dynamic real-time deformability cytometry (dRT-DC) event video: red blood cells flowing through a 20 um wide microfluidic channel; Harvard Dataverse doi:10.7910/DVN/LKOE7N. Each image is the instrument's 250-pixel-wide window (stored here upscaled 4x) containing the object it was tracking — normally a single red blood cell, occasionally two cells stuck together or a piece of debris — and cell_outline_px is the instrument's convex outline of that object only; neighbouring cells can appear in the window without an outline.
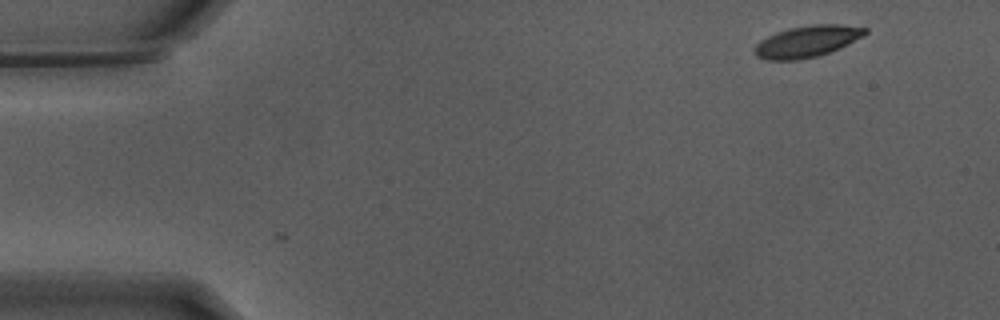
{"species": "Egyptian fruit bat (a non-hibernating species)", "species_latin": "Rousettus aegyptiacus", "temperature_condition": "warm", "stored_images_in_passage": 2, "camera_frame_rate_fps": 3000, "um_per_image_px": 0.085, "animal": {"sex": "male"}, "frame": {"image": 1, "passage_image": 2, "time_ms": 0.333, "image_size_px": [1000, 320], "cell_outline_px": [[868, 32], [864, 36], [840, 48], [816, 56], [796, 60], [768, 60], [756, 56], [756, 44], [760, 40], [776, 32], [788, 28], [812, 24], [840, 24], [868, 28]], "centroid_in_image_um": [68.63, 3.5], "position_along_channel_um": 16.4, "area_um2": 20.23}}